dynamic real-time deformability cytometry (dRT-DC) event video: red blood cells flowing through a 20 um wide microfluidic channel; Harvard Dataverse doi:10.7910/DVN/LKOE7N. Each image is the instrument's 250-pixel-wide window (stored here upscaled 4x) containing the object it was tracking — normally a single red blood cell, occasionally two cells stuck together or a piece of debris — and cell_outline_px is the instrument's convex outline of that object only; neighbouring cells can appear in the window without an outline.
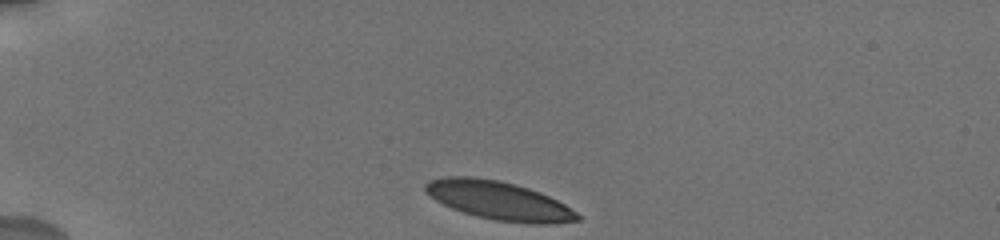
{"species": "human", "species_latin": "Homo sapiens", "temperature_condition": "cold", "stored_images_in_passage": 58, "camera_frame_rate_fps": 3000, "um_per_image_px": 0.085, "donor": {"sex": "male"}, "frame": {"image": 1, "passage_image": 1, "time_ms": 0.0, "image_size_px": [1000, 240], "cell_outline_px": [[580, 220], [552, 224], [532, 224], [496, 220], [476, 216], [452, 208], [436, 200], [424, 188], [424, 184], [428, 180], [448, 176], [472, 176], [500, 180], [516, 184], [540, 192], [564, 204], [576, 212], [580, 216]], "centroid_in_image_um": [42.41, 17.04], "position_along_channel_um": 42.6, "area_um2": 33.99}}
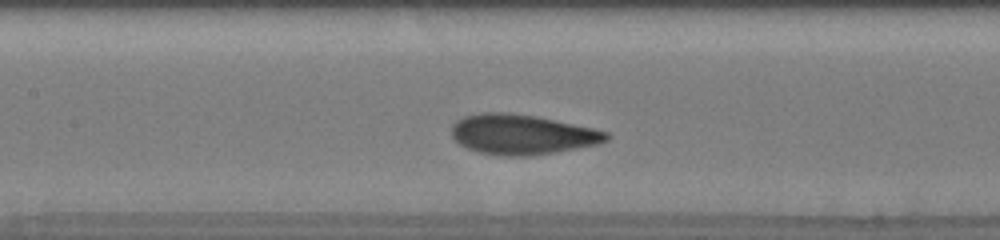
{"frame": {"image": 2, "passage_image": 22, "time_ms": 4.667, "image_size_px": [1000, 240], "cell_outline_px": [[612, 136], [608, 140], [600, 144], [556, 152], [532, 156], [504, 156], [480, 152], [468, 148], [460, 144], [452, 136], [452, 124], [456, 120], [464, 116], [480, 112], [508, 112], [536, 116], [592, 128], [608, 132]], "centroid_in_image_um": [44.39, 11.42], "position_along_channel_um": 163.0, "area_um2": 36.24}}
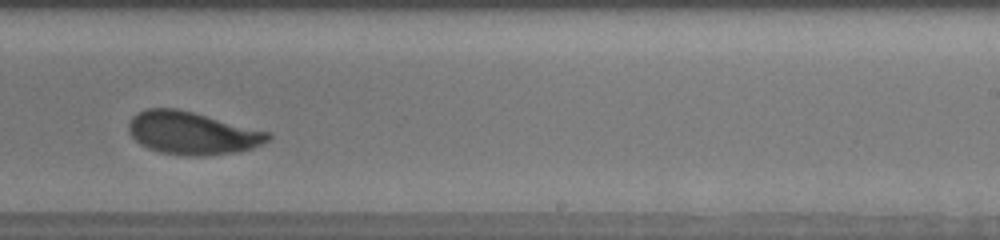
{"frame": {"image": 3, "passage_image": 38, "time_ms": 7.667, "image_size_px": [1000, 240], "cell_outline_px": [[272, 136], [268, 140], [252, 148], [240, 152], [204, 156], [184, 156], [160, 152], [148, 148], [140, 144], [128, 132], [128, 124], [132, 116], [136, 112], [148, 108], [176, 108], [272, 132]], "centroid_in_image_um": [16.33, 11.32], "position_along_channel_um": 272.7, "area_um2": 34.97}, "authors_computed_cell_mechanics": {"area_um2": 35.2002, "velocity_mm_per_s": 3.6728, "shape_relaxation_time_tau1_ms": 2.6235, "shape_relaxation_time_tau2_ms": 0.8096, "deformation_change_tau1": 0.125, "deformation_change_tau2": 0.0512}}